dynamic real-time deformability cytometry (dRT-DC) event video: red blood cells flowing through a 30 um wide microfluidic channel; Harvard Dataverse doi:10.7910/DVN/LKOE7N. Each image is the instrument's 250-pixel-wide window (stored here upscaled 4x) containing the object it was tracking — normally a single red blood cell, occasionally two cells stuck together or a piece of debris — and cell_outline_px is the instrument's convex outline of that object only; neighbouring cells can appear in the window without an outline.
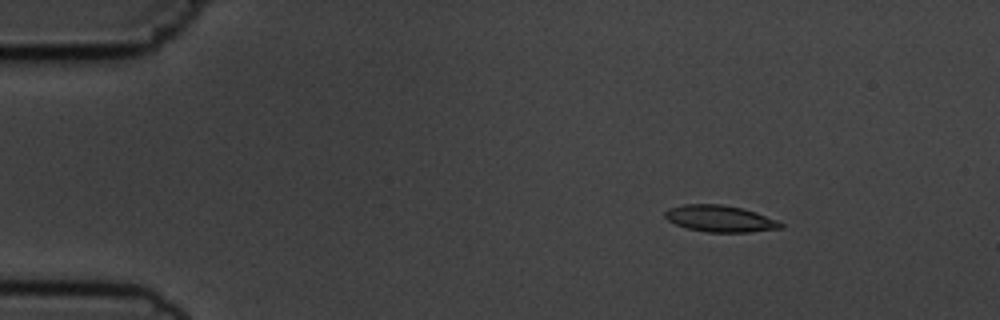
{"species": "common noctule bat (a hibernating species)", "species_latin": "Nyctalus noctula", "temperature_condition": "cold", "stored_images_in_passage": 5, "camera_frame_rate_fps": 3000, "um_per_image_px": 0.085, "animal": {"sex": "male", "body_mass_g": 19.5, "forearm_length_mm": 54.6}, "frame": {"image": 1, "passage_image": 2, "time_ms": 1.333, "image_size_px": [1000, 320], "cell_outline_px": [[784, 228], [748, 232], [708, 232], [688, 228], [676, 224], [668, 220], [664, 216], [664, 212], [668, 208], [684, 204], [720, 204], [740, 208], [776, 220], [784, 224]], "centroid_in_image_um": [61.17, 18.59], "position_along_channel_um": 23.8, "area_um2": 17.63}}
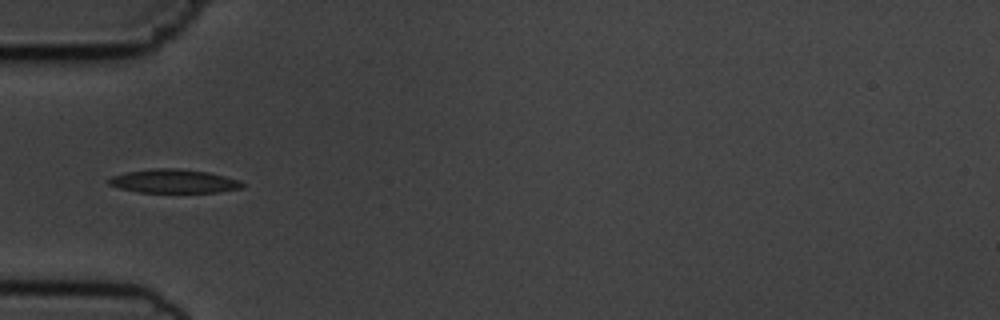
{"frame": {"image": 2, "passage_image": 5, "time_ms": 4.667, "image_size_px": [1000, 320], "cell_outline_px": [[244, 188], [220, 192], [140, 192], [120, 188], [108, 184], [108, 180], [112, 176], [124, 172], [152, 168], [180, 168], [208, 172], [240, 180], [244, 184]], "centroid_in_image_um": [14.79, 15.39], "position_along_channel_um": 70.2, "area_um2": 18.55}}